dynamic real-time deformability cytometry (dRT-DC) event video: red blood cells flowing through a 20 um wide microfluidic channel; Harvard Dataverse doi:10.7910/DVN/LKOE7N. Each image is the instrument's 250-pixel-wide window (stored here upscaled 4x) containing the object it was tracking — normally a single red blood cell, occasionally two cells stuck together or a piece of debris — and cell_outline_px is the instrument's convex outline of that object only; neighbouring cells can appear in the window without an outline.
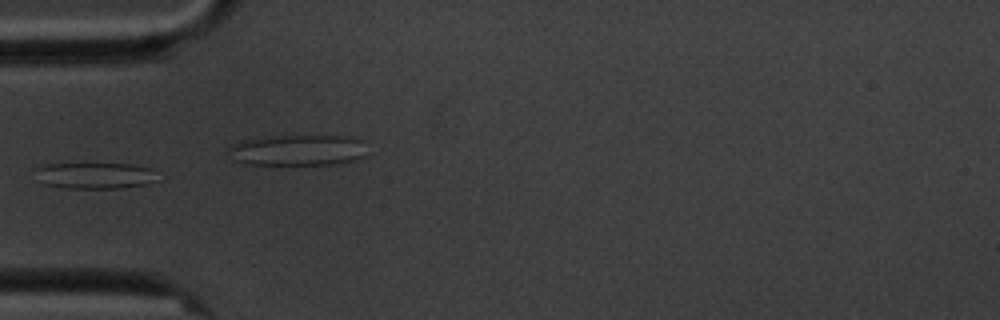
{"species": "common noctule bat (a hibernating species)", "species_latin": "Nyctalus noctula", "temperature_condition": "cold", "stored_images_in_passage": 7, "camera_frame_rate_fps": 3000, "um_per_image_px": 0.085, "animal": {"sex": "male", "body_mass_g": 20.1, "forearm_length_mm": 53.5}, "frame": {"image": 1, "passage_image": 5, "time_ms": 4.667, "image_size_px": [1000, 320], "cell_outline_px": [[164, 180], [148, 184], [120, 188], [68, 188], [44, 184], [36, 168], [44, 164], [132, 164], [148, 168]], "centroid_in_image_um": [8.2, 14.93], "position_along_channel_um": 76.8, "area_um2": 18.55}}